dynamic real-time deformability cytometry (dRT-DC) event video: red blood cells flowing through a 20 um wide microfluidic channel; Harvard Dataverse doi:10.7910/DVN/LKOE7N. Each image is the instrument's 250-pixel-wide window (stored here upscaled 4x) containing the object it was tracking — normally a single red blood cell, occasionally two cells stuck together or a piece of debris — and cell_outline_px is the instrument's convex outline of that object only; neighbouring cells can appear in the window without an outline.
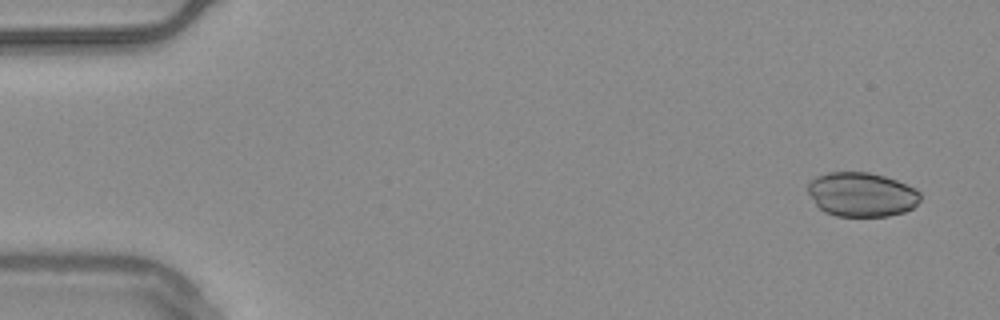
{"species": "common noctule bat (a hibernating species)", "species_latin": "Nyctalus noctula", "temperature_condition": "warm", "stored_images_in_passage": 52, "camera_frame_rate_fps": 3000, "um_per_image_px": 0.085, "animal": {"sex": "male", "body_mass_g": 20.4}, "frame": {"image": 1, "passage_image": 1, "time_ms": 0.0, "image_size_px": [1000, 320], "cell_outline_px": [[920, 200], [912, 208], [904, 212], [888, 216], [836, 216], [824, 212], [816, 204], [808, 192], [808, 184], [816, 176], [828, 172], [868, 172], [884, 176], [896, 180], [916, 188], [920, 192]], "centroid_in_image_um": [73.25, 16.53], "position_along_channel_um": 11.8, "area_um2": 29.02}}
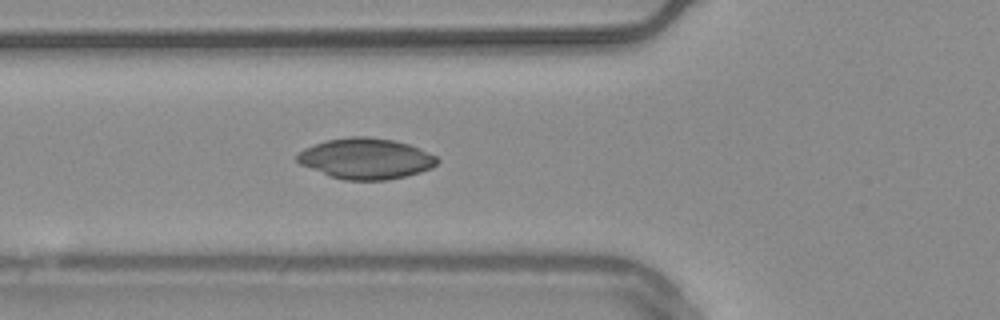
{"frame": {"image": 2, "passage_image": 18, "time_ms": 5.667, "image_size_px": [1000, 320], "cell_outline_px": [[440, 160], [432, 168], [420, 172], [388, 180], [344, 180], [328, 176], [300, 164], [296, 160], [296, 156], [304, 148], [328, 140], [348, 136], [368, 136], [392, 140], [408, 144], [420, 148], [436, 156]], "centroid_in_image_um": [31.1, 13.48], "position_along_channel_um": 94.7, "area_um2": 33.29}}
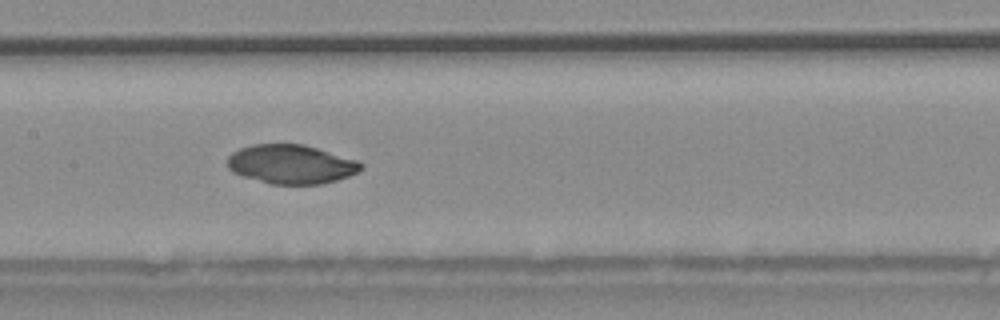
{"frame": {"image": 3, "passage_image": 25, "time_ms": 8.0, "image_size_px": [1000, 320], "cell_outline_px": [[364, 168], [348, 176], [336, 180], [320, 184], [268, 184], [232, 172], [228, 168], [228, 156], [232, 152], [240, 148], [252, 144], [304, 144], [356, 160], [364, 164]], "centroid_in_image_um": [24.73, 13.96], "position_along_channel_um": 182.7, "area_um2": 30.35}}